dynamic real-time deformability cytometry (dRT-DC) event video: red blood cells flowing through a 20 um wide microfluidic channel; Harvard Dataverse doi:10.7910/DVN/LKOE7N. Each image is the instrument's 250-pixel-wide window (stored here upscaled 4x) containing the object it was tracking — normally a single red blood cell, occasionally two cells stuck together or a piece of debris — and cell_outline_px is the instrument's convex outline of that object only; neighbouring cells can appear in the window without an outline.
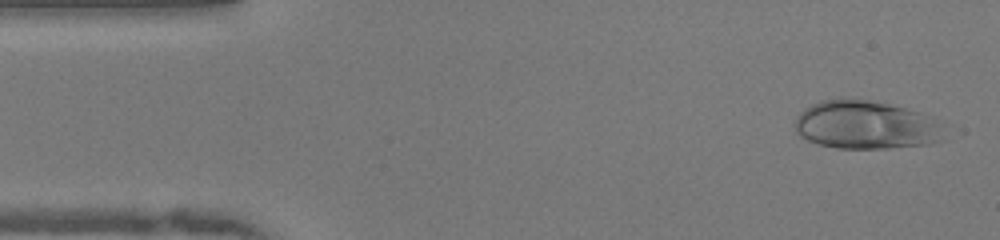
{"species": "human", "species_latin": "Homo sapiens", "temperature_condition": "warm", "stored_images_in_passage": 48, "camera_frame_rate_fps": 3000, "um_per_image_px": 0.085, "donor": {"sex": "female"}, "frame": {"image": 1, "passage_image": 2, "time_ms": 0.333, "image_size_px": [1000, 240], "cell_outline_px": [[944, 140], [928, 144], [888, 148], [836, 148], [820, 144], [808, 140], [800, 136], [796, 132], [796, 116], [804, 108], [820, 100], [868, 100], [888, 104], [920, 112], [936, 124]], "centroid_in_image_um": [73.51, 10.64], "position_along_channel_um": 11.5, "area_um2": 41.1}}
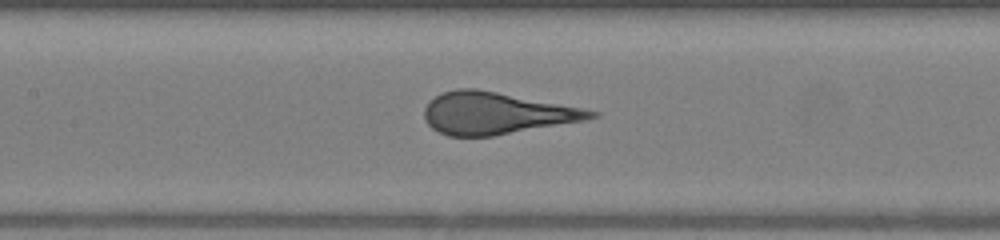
{"frame": {"image": 2, "passage_image": 21, "time_ms": 6.667, "image_size_px": [1000, 240], "cell_outline_px": [[600, 116], [584, 120], [492, 136], [448, 136], [432, 128], [424, 120], [424, 108], [428, 100], [440, 92], [456, 88], [476, 88], [580, 108], [600, 112]], "centroid_in_image_um": [42.08, 9.61], "position_along_channel_um": 165.3, "area_um2": 40.4}}
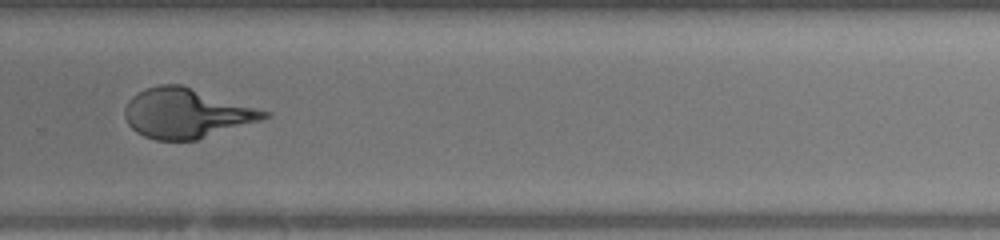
{"frame": {"image": 3, "passage_image": 32, "time_ms": 10.333, "image_size_px": [1000, 240], "cell_outline_px": [[272, 116], [260, 120], [196, 140], [156, 140], [144, 136], [136, 132], [128, 124], [124, 116], [124, 108], [128, 100], [136, 92], [160, 84], [180, 84], [272, 112]], "centroid_in_image_um": [15.82, 9.62], "position_along_channel_um": 314.0, "area_um2": 40.29}}